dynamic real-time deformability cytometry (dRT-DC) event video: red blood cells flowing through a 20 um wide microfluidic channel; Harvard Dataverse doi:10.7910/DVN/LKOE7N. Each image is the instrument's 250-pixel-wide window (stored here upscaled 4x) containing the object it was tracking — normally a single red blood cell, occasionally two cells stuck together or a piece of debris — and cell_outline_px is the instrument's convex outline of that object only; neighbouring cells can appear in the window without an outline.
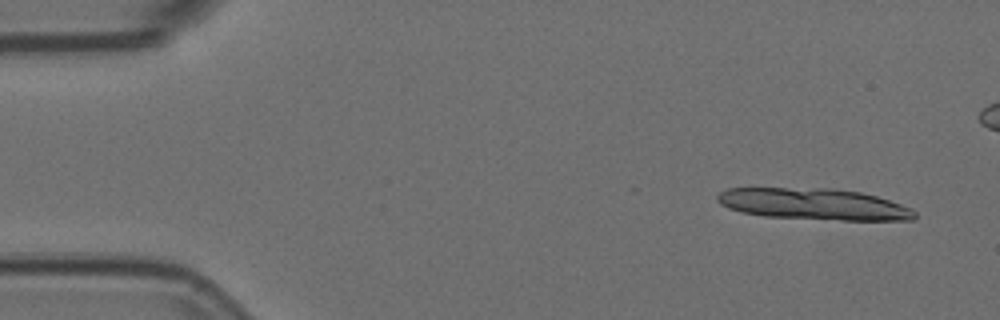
{"species": "Egyptian fruit bat (a non-hibernating species)", "species_latin": "Rousettus aegyptiacus", "temperature_condition": "room temperature", "stored_images_in_passage": 7, "camera_frame_rate_fps": 3000, "um_per_image_px": 0.085, "animal": {"sex": "female"}, "frame": {"image": 1, "passage_image": 1, "time_ms": 0.0, "image_size_px": [1000, 320], "cell_outline_px": [[916, 216], [912, 220], [840, 220], [764, 216], [740, 212], [728, 208], [720, 204], [716, 200], [716, 196], [720, 192], [728, 188], [832, 188], [860, 192], [876, 196], [912, 208], [916, 212]], "centroid_in_image_um": [69.15, 17.35], "position_along_channel_um": 15.9, "area_um2": 36.18}}
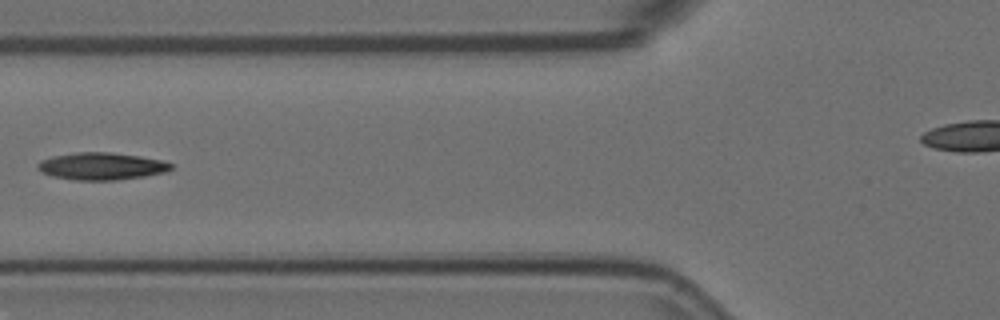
{"frame": {"image": 2, "passage_image": 6, "time_ms": 1.667, "image_size_px": [1000, 320], "cell_outline_px": [[172, 168], [164, 172], [144, 176], [116, 180], [72, 180], [52, 176], [40, 172], [36, 168], [36, 164], [40, 160], [52, 156], [76, 152], [108, 152], [140, 156], [160, 160], [172, 164]], "centroid_in_image_um": [8.55, 14.13], "position_along_channel_um": 117.3, "area_um2": 21.21}}
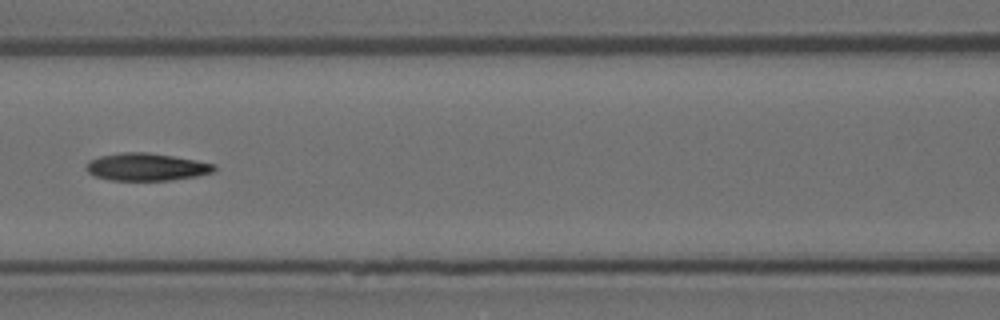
{"frame": {"image": 3, "passage_image": 7, "time_ms": 2.0, "image_size_px": [1000, 320], "cell_outline_px": [[216, 168], [212, 172], [196, 176], [168, 180], [108, 180], [96, 176], [88, 172], [84, 168], [88, 160], [100, 156], [120, 152], [148, 152], [196, 160], [216, 164]], "centroid_in_image_um": [12.41, 14.18], "position_along_channel_um": 154.2, "area_um2": 20.52}}